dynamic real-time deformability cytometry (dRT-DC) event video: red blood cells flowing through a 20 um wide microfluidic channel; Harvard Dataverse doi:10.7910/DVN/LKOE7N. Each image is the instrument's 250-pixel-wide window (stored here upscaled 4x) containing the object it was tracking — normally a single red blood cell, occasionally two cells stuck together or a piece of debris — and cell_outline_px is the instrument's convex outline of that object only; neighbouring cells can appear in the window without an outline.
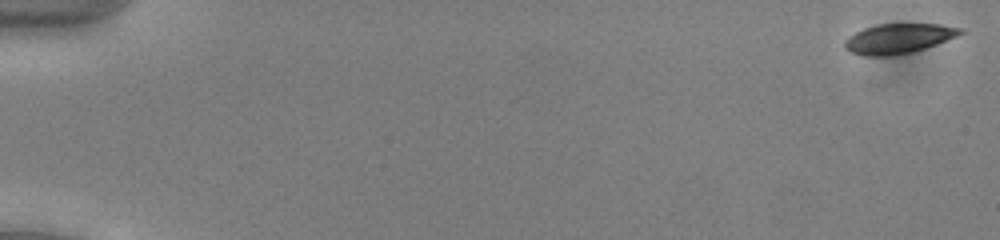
{"species": "common noctule bat (a hibernating species)", "species_latin": "Nyctalus noctula", "temperature_condition": "cold", "stored_images_in_passage": 53, "camera_frame_rate_fps": 3000, "um_per_image_px": 0.085, "animal": {"sex": "male", "body_mass_g": 13.0, "forearm_length_mm": 53.1}, "frame": {"image": 1, "passage_image": 1, "time_ms": 0.0, "image_size_px": [1000, 240], "cell_outline_px": [[964, 32], [956, 36], [936, 44], [912, 52], [888, 56], [868, 56], [848, 52], [844, 48], [844, 40], [848, 36], [864, 28], [876, 24], [940, 24], [964, 28]], "centroid_in_image_um": [76.34, 3.27], "position_along_channel_um": 8.7, "area_um2": 20.11}}
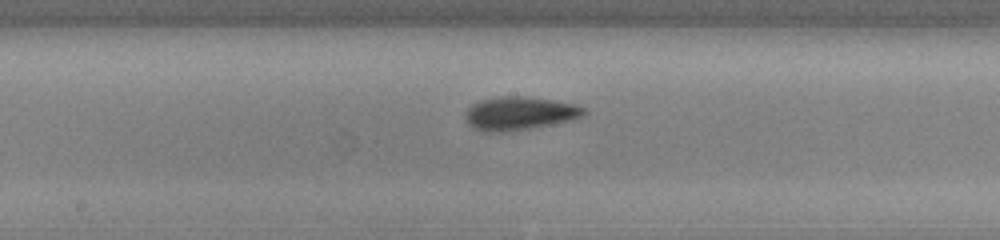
{"frame": {"image": 2, "passage_image": 29, "time_ms": 9.333, "image_size_px": [1000, 240], "cell_outline_px": [[588, 112], [584, 116], [568, 120], [528, 128], [504, 132], [484, 132], [472, 128], [468, 124], [464, 116], [464, 112], [472, 104], [480, 100], [500, 96], [524, 96], [552, 100], [576, 104], [584, 108]], "centroid_in_image_um": [44.1, 9.63], "position_along_channel_um": 204.1, "area_um2": 23.0}}
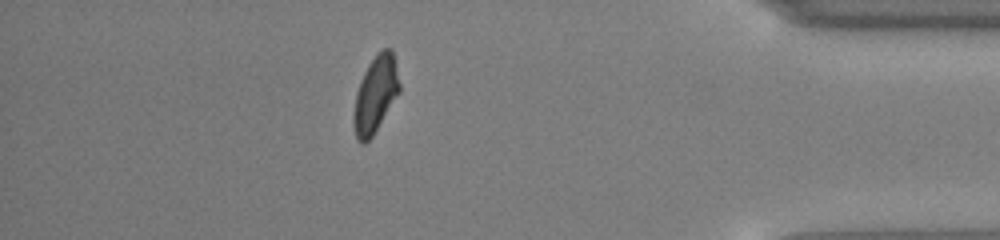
{"frame": {"image": 3, "passage_image": 47, "time_ms": 15.333, "image_size_px": [1000, 240], "cell_outline_px": [[400, 92], [372, 136], [364, 144], [360, 144], [356, 140], [356, 92], [360, 80], [368, 64], [384, 48], [392, 48], [400, 84]], "centroid_in_image_um": [31.96, 7.99], "position_along_channel_um": 403.2, "area_um2": 19.71}, "authors_computed_cell_mechanics": {"area_um2": 21.0392, "velocity_mm_per_s": 3.9222, "shape_relaxation_time_tau1_ms": 2.6713, "shape_relaxation_time_tau2_ms": 2.6621, "deformation_change_tau1": 0.0984, "deformation_change_tau2": 0.0699}}